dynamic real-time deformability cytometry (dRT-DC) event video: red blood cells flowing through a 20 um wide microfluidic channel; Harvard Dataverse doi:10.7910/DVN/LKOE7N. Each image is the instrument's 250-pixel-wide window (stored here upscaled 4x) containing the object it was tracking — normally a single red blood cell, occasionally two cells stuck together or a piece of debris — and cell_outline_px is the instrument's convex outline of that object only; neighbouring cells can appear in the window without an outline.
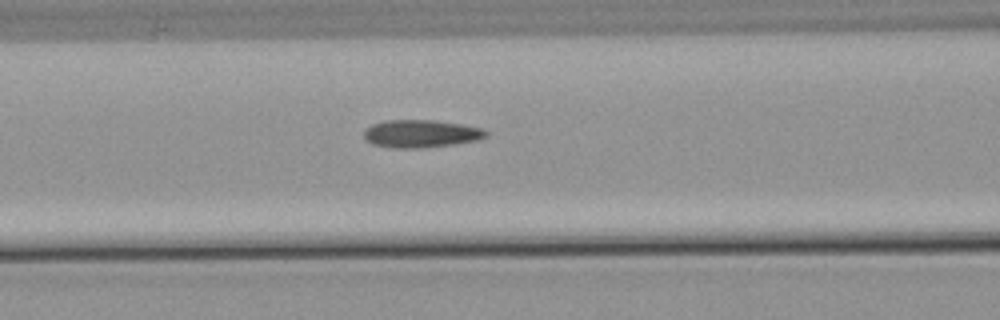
{"species": "common noctule bat (a hibernating species)", "species_latin": "Nyctalus noctula", "temperature_condition": "warm", "stored_images_in_passage": 34, "camera_frame_rate_fps": 3000, "um_per_image_px": 0.085, "animal": {"sex": "male", "body_mass_g": 21.5, "forearm_length_mm": 52.0}, "frame": {"image": 1, "passage_image": 9, "time_ms": 2.667, "image_size_px": [1000, 320], "cell_outline_px": [[488, 136], [476, 140], [456, 144], [424, 148], [396, 148], [372, 144], [364, 136], [364, 128], [372, 124], [384, 120], [432, 120], [460, 124], [484, 128], [488, 132]], "centroid_in_image_um": [35.79, 11.36], "position_along_channel_um": 130.8, "area_um2": 19.83}}
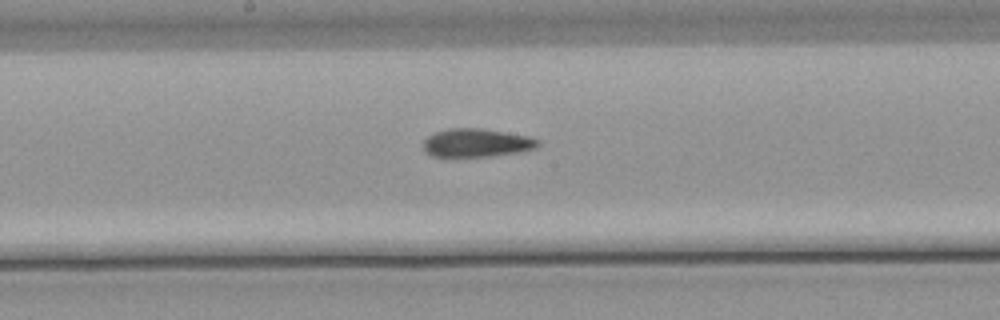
{"frame": {"image": 2, "passage_image": 15, "time_ms": 4.667, "image_size_px": [1000, 320], "cell_outline_px": [[540, 144], [536, 148], [524, 152], [488, 156], [432, 156], [424, 152], [424, 140], [428, 136], [436, 132], [448, 128], [480, 128], [528, 136], [540, 140]], "centroid_in_image_um": [40.54, 12.14], "position_along_channel_um": 207.7, "area_um2": 18.96}}
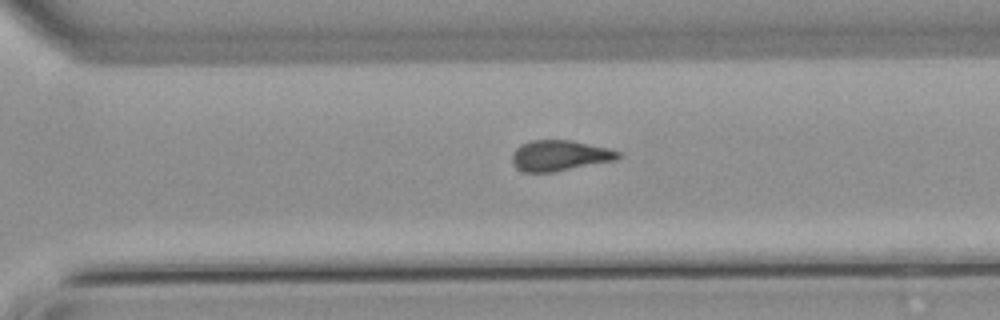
{"frame": {"image": 3, "passage_image": 24, "time_ms": 7.667, "image_size_px": [1000, 320], "cell_outline_px": [[620, 156], [616, 160], [556, 172], [524, 172], [516, 168], [512, 164], [512, 152], [520, 144], [532, 140], [572, 140], [608, 148], [620, 152]], "centroid_in_image_um": [47.55, 13.23], "position_along_channel_um": 323.1, "area_um2": 19.13}}